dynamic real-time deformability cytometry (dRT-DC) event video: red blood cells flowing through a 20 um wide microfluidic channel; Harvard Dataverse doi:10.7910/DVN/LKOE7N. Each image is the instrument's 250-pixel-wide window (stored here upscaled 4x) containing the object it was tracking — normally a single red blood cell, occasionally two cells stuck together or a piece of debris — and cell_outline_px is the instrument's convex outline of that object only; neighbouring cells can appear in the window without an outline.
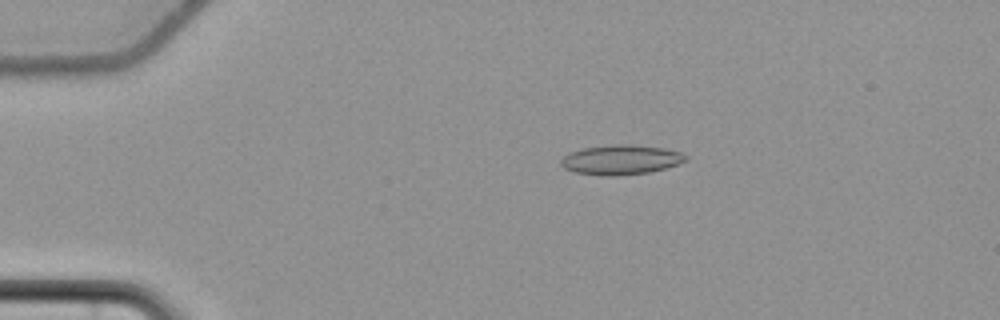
{"species": "common noctule bat (a hibernating species)", "species_latin": "Nyctalus noctula", "temperature_condition": "cold", "stored_images_in_passage": 58, "camera_frame_rate_fps": 3000, "um_per_image_px": 0.085, "animal": {"sex": "female", "body_mass_g": 22.7, "forearm_length_mm": 54.2}, "frame": {"image": 1, "passage_image": 13, "time_ms": 4.0, "image_size_px": [1000, 320], "cell_outline_px": [[688, 156], [680, 164], [648, 172], [612, 176], [604, 176], [576, 172], [564, 168], [560, 164], [560, 160], [568, 152], [584, 148], [616, 144], [632, 144], [664, 148], [680, 152]], "centroid_in_image_um": [52.76, 13.57], "position_along_channel_um": 32.2, "area_um2": 21.5}}
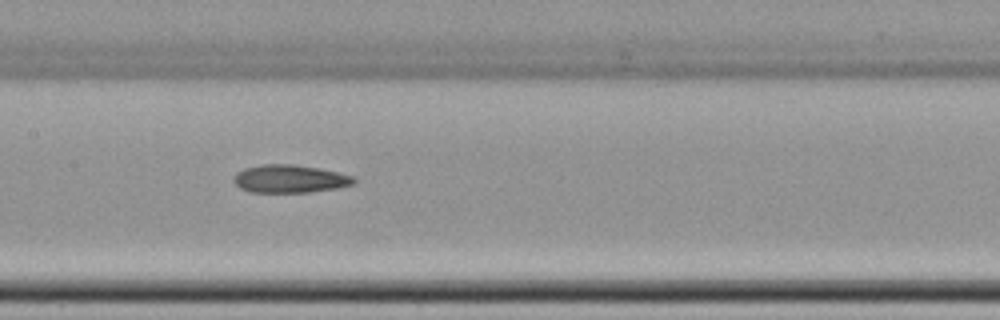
{"frame": {"image": 2, "passage_image": 30, "time_ms": 9.667, "image_size_px": [1000, 320], "cell_outline_px": [[356, 184], [336, 188], [308, 192], [248, 192], [240, 188], [232, 180], [236, 172], [244, 168], [260, 164], [292, 164], [320, 168], [352, 176], [356, 180]], "centroid_in_image_um": [24.6, 15.19], "position_along_channel_um": 182.8, "area_um2": 19.65}}
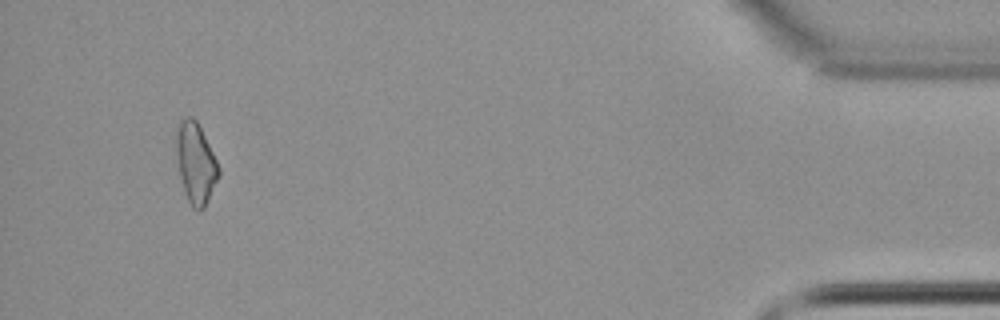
{"frame": {"image": 3, "passage_image": 55, "time_ms": 18.0, "image_size_px": [1000, 320], "cell_outline_px": [[220, 176], [204, 208], [200, 212], [192, 208], [188, 200], [180, 176], [176, 156], [176, 124], [180, 120], [188, 116], [192, 116], [196, 120], [220, 168]], "centroid_in_image_um": [16.63, 13.86], "position_along_channel_um": 418.6, "area_um2": 19.88}, "authors_computed_cell_mechanics": {"area_um2": 19.941, "velocity_mm_per_s": 3.6823, "shape_relaxation_time_tau1_ms": 5.0759, "shape_relaxation_time_tau2_ms": 6.6018, "deformation_change_tau1": 0.0966, "deformation_change_tau2": 0.1489}}